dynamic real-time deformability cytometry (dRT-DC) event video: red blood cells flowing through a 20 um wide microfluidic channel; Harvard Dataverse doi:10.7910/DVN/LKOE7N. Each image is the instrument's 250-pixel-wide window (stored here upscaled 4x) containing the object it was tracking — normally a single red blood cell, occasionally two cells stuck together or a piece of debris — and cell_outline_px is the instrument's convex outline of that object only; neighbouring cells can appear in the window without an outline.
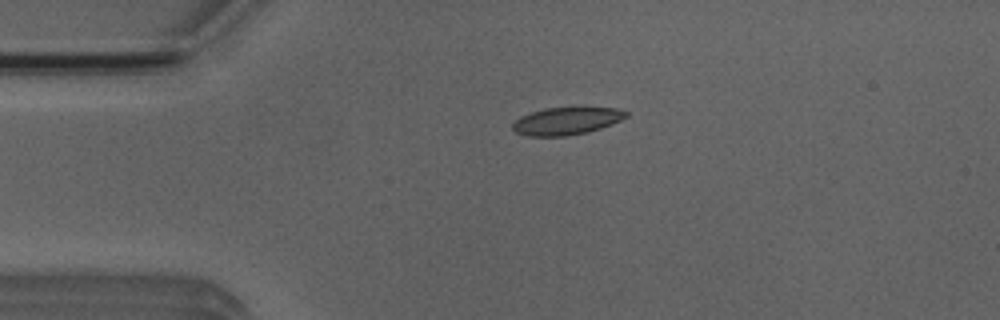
{"species": "Egyptian fruit bat (a non-hibernating species)", "species_latin": "Rousettus aegyptiacus", "temperature_condition": "room temperature", "stored_images_in_passage": 2, "camera_frame_rate_fps": 3000, "um_per_image_px": 0.085, "animal": {"sex": "male"}, "frame": {"image": 1, "passage_image": 1, "time_ms": 0.0, "image_size_px": [1000, 320], "cell_outline_px": [[628, 116], [620, 120], [600, 128], [588, 132], [564, 136], [528, 136], [516, 132], [512, 128], [512, 124], [520, 116], [544, 108], [580, 104], [616, 108], [628, 112]], "centroid_in_image_um": [48.19, 10.22], "position_along_channel_um": 36.8, "area_um2": 18.96}}